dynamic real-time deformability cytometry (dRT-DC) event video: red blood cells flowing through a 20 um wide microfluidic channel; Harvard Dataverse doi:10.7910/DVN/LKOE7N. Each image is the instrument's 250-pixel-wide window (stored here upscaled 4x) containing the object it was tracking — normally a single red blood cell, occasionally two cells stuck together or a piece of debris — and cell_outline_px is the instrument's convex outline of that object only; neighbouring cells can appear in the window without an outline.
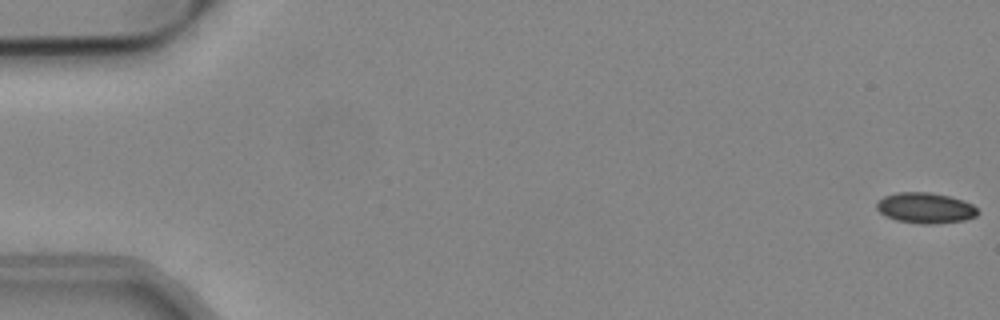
{"species": "common noctule bat (a hibernating species)", "species_latin": "Nyctalus noctula", "temperature_condition": "cold", "stored_images_in_passage": 54, "camera_frame_rate_fps": 3000, "um_per_image_px": 0.085, "animal": {"sex": "male", "body_mass_g": 19.2, "forearm_length_mm": 51.8}, "frame": {"image": 1, "passage_image": 1, "time_ms": 0.0, "image_size_px": [1000, 320], "cell_outline_px": [[980, 212], [976, 216], [964, 220], [928, 224], [924, 224], [896, 220], [880, 212], [876, 208], [876, 200], [884, 196], [896, 192], [928, 192], [948, 196], [964, 200], [972, 204]], "centroid_in_image_um": [78.65, 17.66], "position_along_channel_um": 6.4, "area_um2": 17.98}}
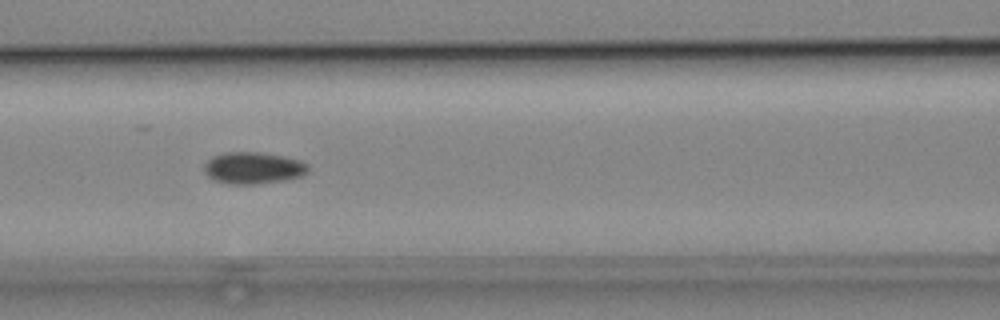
{"frame": {"image": 2, "passage_image": 24, "time_ms": 7.667, "image_size_px": [1000, 320], "cell_outline_px": [[308, 172], [304, 176], [284, 180], [256, 184], [228, 184], [212, 180], [204, 172], [204, 164], [212, 156], [224, 152], [256, 152], [280, 156], [300, 160], [308, 164]], "centroid_in_image_um": [21.5, 14.29], "position_along_channel_um": 145.1, "area_um2": 19.36}}
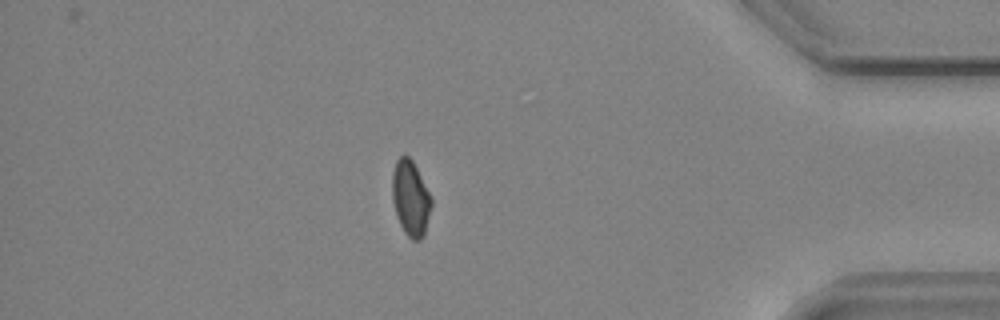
{"frame": {"image": 3, "passage_image": 47, "time_ms": 15.333, "image_size_px": [1000, 320], "cell_outline_px": [[432, 204], [424, 236], [420, 240], [412, 240], [404, 232], [396, 216], [392, 200], [392, 172], [396, 160], [400, 156], [408, 156], [412, 160], [432, 196]], "centroid_in_image_um": [34.9, 16.86], "position_along_channel_um": 400.3, "area_um2": 17.4}, "authors_computed_cell_mechanics": {"area_um2": 18.0336, "velocity_mm_per_s": 3.8355, "shape_relaxation_time_tau1_ms": null, "shape_relaxation_time_tau2_ms": 8.6887, "deformation_change_tau1": null, "deformation_change_tau2": 0.1021}}